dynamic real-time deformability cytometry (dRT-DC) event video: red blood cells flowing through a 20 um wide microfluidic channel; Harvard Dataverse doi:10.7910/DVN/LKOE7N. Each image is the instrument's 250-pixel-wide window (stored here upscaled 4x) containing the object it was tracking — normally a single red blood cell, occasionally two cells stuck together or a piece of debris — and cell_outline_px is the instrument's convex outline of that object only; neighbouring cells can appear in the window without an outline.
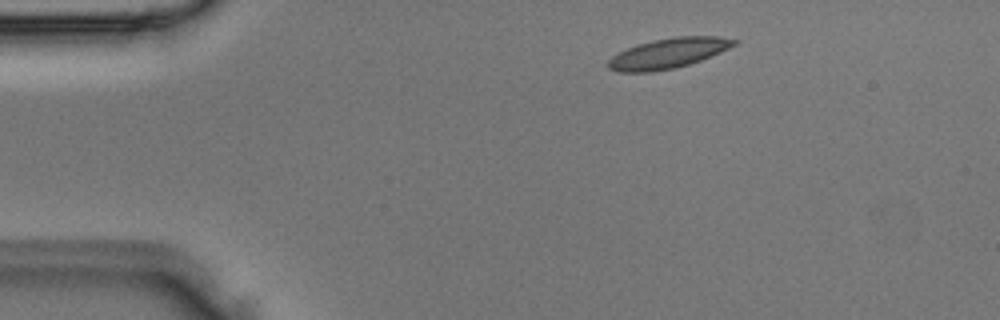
{"species": "Egyptian fruit bat (a non-hibernating species)", "species_latin": "Rousettus aegyptiacus", "temperature_condition": "room temperature", "stored_images_in_passage": 4, "camera_frame_rate_fps": 3000, "um_per_image_px": 0.085, "animal": {"sex": "male"}, "frame": {"image": 1, "passage_image": 1, "time_ms": 0.0, "image_size_px": [1000, 320], "cell_outline_px": [[740, 40], [736, 44], [720, 52], [700, 60], [688, 64], [672, 68], [652, 72], [620, 72], [608, 68], [608, 60], [612, 56], [628, 48], [652, 40], [676, 36], [716, 36]], "centroid_in_image_um": [56.8, 4.52], "position_along_channel_um": 28.2, "area_um2": 21.79}}